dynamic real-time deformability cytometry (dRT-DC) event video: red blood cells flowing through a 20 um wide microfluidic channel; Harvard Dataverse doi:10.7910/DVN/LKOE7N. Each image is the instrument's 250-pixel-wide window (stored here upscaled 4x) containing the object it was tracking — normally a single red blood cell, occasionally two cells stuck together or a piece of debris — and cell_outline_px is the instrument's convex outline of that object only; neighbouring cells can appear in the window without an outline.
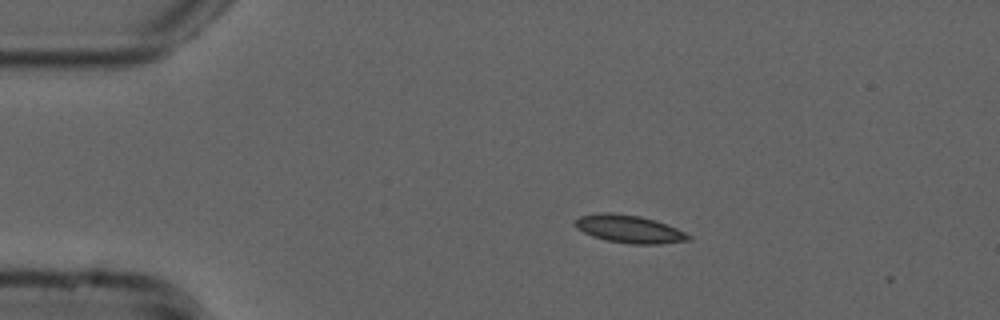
{"species": "common noctule bat (a hibernating species)", "species_latin": "Nyctalus noctula", "temperature_condition": "cold", "stored_images_in_passage": 42, "camera_frame_rate_fps": 3000, "um_per_image_px": 0.085, "animal": {"sex": "male", "forearm_length_mm": 52.5}, "frame": {"image": 1, "passage_image": 1, "time_ms": 0.0, "image_size_px": [1000, 320], "cell_outline_px": [[692, 240], [660, 244], [632, 244], [604, 240], [592, 236], [576, 228], [576, 220], [580, 216], [596, 212], [608, 212], [640, 216], [656, 220], [676, 228], [692, 236]], "centroid_in_image_um": [53.5, 19.47], "position_along_channel_um": 31.5, "area_um2": 18.44}}
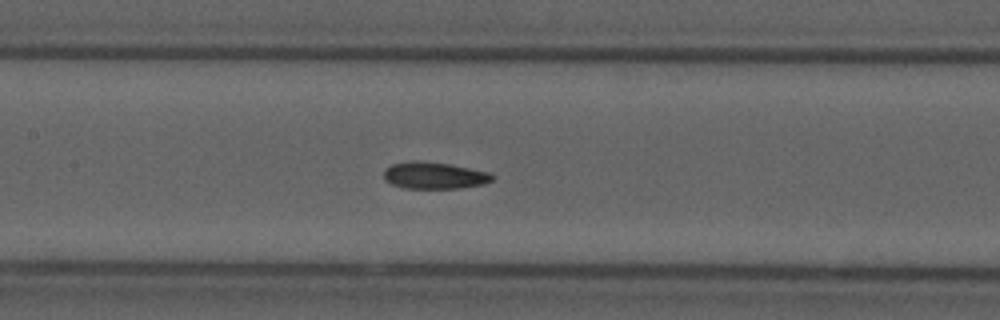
{"frame": {"image": 2, "passage_image": 16, "time_ms": 5.0, "image_size_px": [1000, 320], "cell_outline_px": [[496, 176], [492, 180], [484, 184], [460, 188], [404, 188], [392, 184], [384, 180], [384, 168], [392, 164], [412, 160], [452, 164], [488, 172]], "centroid_in_image_um": [36.91, 14.91], "position_along_channel_um": 170.5, "area_um2": 17.05}}
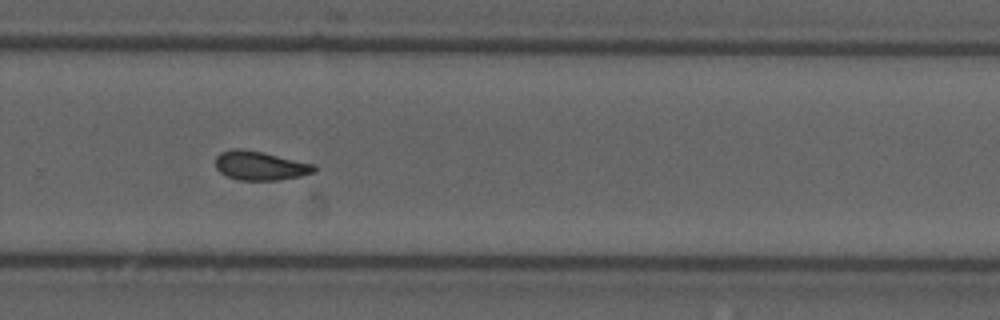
{"frame": {"image": 3, "passage_image": 27, "time_ms": 8.667, "image_size_px": [1000, 320], "cell_outline_px": [[316, 172], [300, 176], [276, 180], [240, 180], [228, 176], [220, 172], [216, 168], [216, 156], [220, 152], [232, 148], [240, 148], [264, 152], [316, 164]], "centroid_in_image_um": [22.13, 14.07], "position_along_channel_um": 307.7, "area_um2": 16.82}, "authors_computed_cell_mechanics": {"area_um2": 16.762, "velocity_mm_per_s": 3.7575, "shape_relaxation_time_tau1_ms": null, "shape_relaxation_time_tau2_ms": 3.6361, "deformation_change_tau1": null, "deformation_change_tau2": 0.08}}